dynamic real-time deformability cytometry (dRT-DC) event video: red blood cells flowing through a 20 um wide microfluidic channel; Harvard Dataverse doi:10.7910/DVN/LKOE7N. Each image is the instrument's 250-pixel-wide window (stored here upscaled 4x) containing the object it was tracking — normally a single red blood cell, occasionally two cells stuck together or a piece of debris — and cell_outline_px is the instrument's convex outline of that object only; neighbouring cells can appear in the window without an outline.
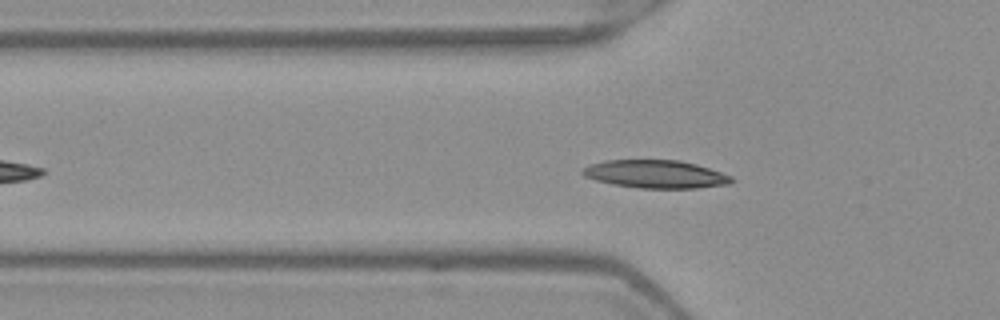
{"species": "Egyptian fruit bat (a non-hibernating species)", "species_latin": "Rousettus aegyptiacus", "temperature_condition": "warm", "stored_images_in_passage": 37, "camera_frame_rate_fps": 3000, "um_per_image_px": 0.085, "frame": {"image": 1, "passage_image": 10, "time_ms": 3.0, "image_size_px": [1000, 320], "cell_outline_px": [[736, 180], [728, 184], [696, 188], [640, 188], [612, 184], [596, 180], [584, 176], [580, 172], [588, 164], [604, 160], [680, 160], [696, 164], [732, 176]], "centroid_in_image_um": [55.71, 14.8], "position_along_channel_um": 70.1, "area_um2": 24.33}}
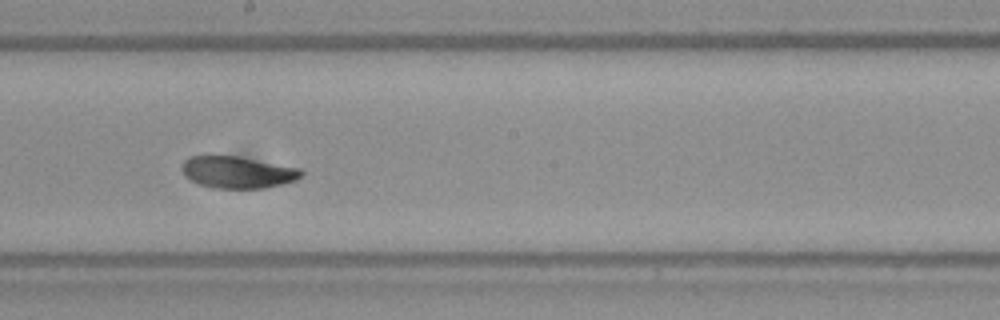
{"frame": {"image": 2, "passage_image": 22, "time_ms": 7.0, "image_size_px": [1000, 320], "cell_outline_px": [[304, 172], [296, 180], [284, 184], [264, 188], [212, 188], [200, 184], [184, 176], [180, 168], [184, 160], [188, 156], [236, 156], [300, 168]], "centroid_in_image_um": [20.17, 14.64], "position_along_channel_um": 228.0, "area_um2": 22.14}}
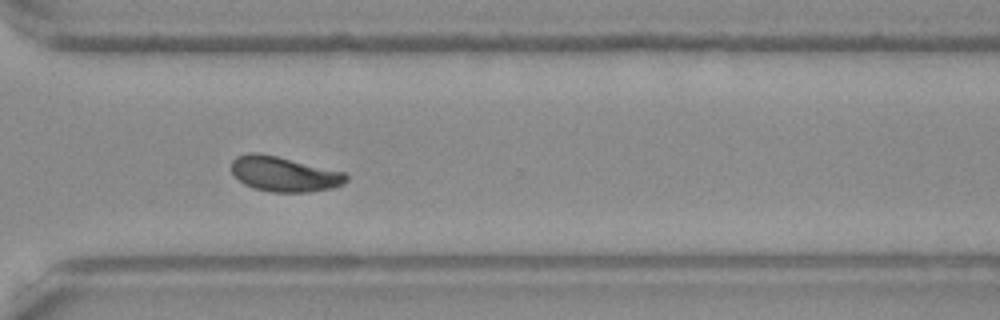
{"frame": {"image": 3, "passage_image": 31, "time_ms": 10.0, "image_size_px": [1000, 320], "cell_outline_px": [[348, 180], [344, 184], [336, 188], [308, 192], [272, 192], [252, 188], [244, 184], [232, 172], [232, 160], [236, 156], [248, 152], [260, 152], [344, 172], [348, 176]], "centroid_in_image_um": [24.16, 14.8], "position_along_channel_um": 346.4, "area_um2": 23.58}, "authors_computed_cell_mechanics": {"area_um2": 22.7732, "velocity_mm_per_s": 3.9494, "shape_relaxation_time_tau1_ms": 4.1545, "shape_relaxation_time_tau2_ms": 4.1207, "deformation_change_tau1": 0.1386, "deformation_change_tau2": 0.0872}}